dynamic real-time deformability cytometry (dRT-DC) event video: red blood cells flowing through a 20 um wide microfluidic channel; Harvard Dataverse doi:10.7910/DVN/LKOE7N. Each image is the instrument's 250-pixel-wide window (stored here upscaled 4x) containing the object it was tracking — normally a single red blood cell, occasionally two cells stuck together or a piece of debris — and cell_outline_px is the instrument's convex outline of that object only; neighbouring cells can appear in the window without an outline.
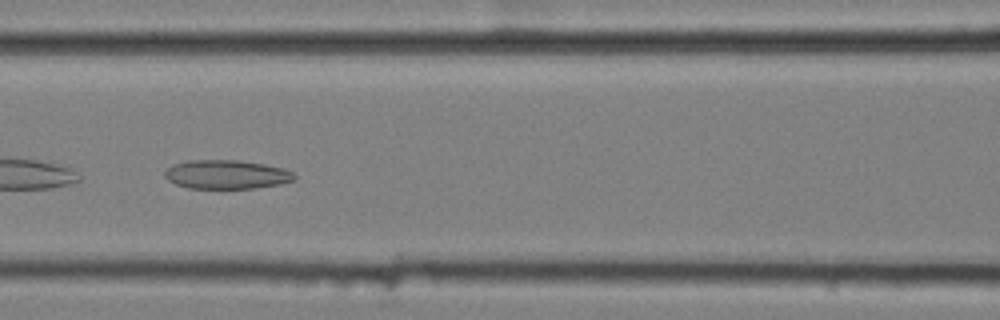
{"species": "common noctule bat (a hibernating species)", "species_latin": "Nyctalus noctula", "temperature_condition": "cold", "stored_images_in_passage": 12, "camera_frame_rate_fps": 3000, "um_per_image_px": 0.085, "animal": {"sex": "female", "body_mass_g": 25.1}, "frame": {"image": 1, "passage_image": 6, "time_ms": 1.667, "image_size_px": [1000, 320], "cell_outline_px": [[296, 180], [280, 184], [252, 188], [188, 188], [176, 184], [168, 180], [164, 176], [164, 172], [172, 164], [188, 160], [240, 160], [264, 164], [284, 168], [292, 172], [296, 176]], "centroid_in_image_um": [19.25, 14.82], "position_along_channel_um": 147.3, "area_um2": 21.91}}
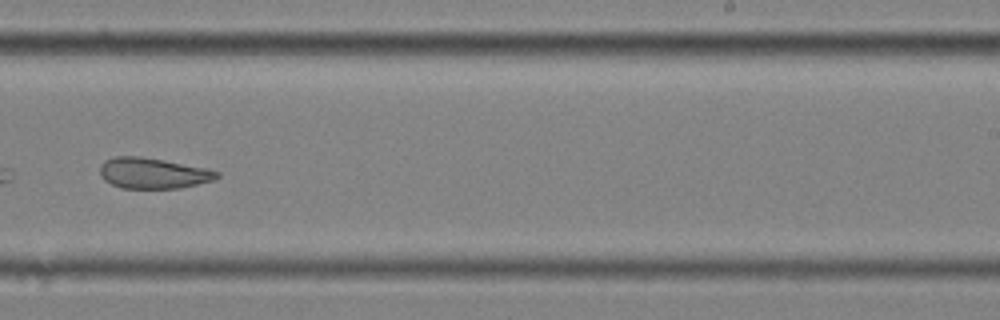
{"frame": {"image": 2, "passage_image": 9, "time_ms": 2.667, "image_size_px": [1000, 320], "cell_outline_px": [[220, 176], [212, 180], [180, 188], [120, 188], [104, 180], [100, 176], [100, 164], [104, 160], [116, 156], [140, 156], [164, 160], [208, 168], [220, 172]], "centroid_in_image_um": [12.99, 14.71], "position_along_channel_um": 276.0, "area_um2": 21.04}}
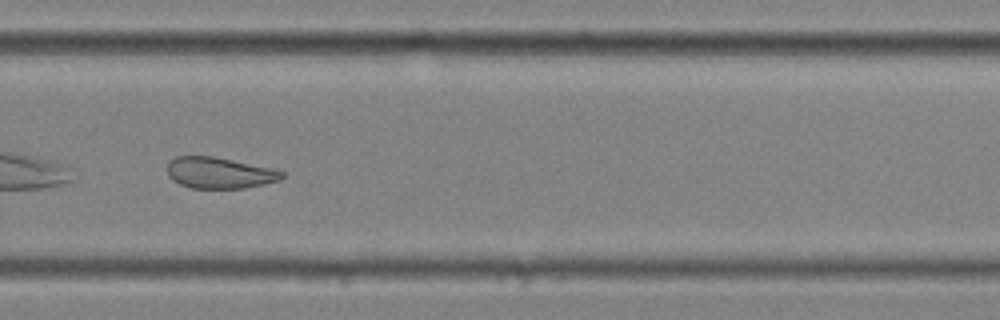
{"frame": {"image": 3, "passage_image": 10, "time_ms": 3.0, "image_size_px": [1000, 320], "cell_outline_px": [[284, 176], [280, 180], [264, 184], [244, 188], [192, 188], [180, 184], [172, 180], [168, 176], [168, 160], [176, 156], [212, 156], [276, 168], [284, 172]], "centroid_in_image_um": [18.67, 14.68], "position_along_channel_um": 311.1, "area_um2": 21.04}}